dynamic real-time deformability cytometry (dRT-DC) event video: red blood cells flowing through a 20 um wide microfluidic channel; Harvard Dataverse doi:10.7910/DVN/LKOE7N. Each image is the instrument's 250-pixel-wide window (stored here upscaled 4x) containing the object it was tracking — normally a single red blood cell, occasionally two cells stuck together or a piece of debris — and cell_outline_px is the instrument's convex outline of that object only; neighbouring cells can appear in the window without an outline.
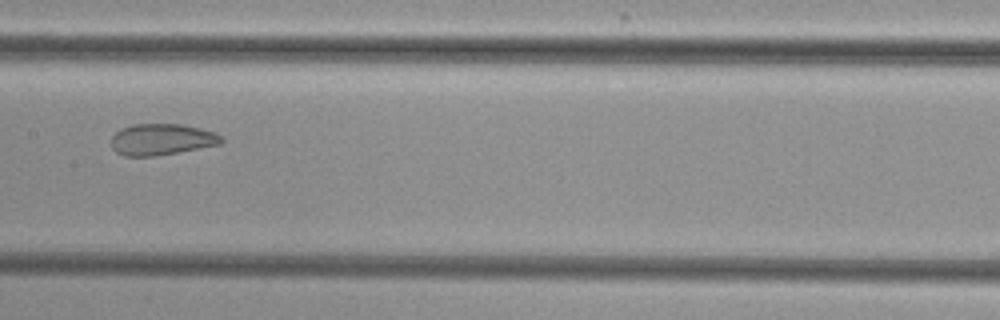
{"species": "common noctule bat (a hibernating species)", "species_latin": "Nyctalus noctula", "temperature_condition": "cold", "stored_images_in_passage": 11, "camera_frame_rate_fps": 3000, "um_per_image_px": 0.085, "animal": {"sex": "female", "body_mass_g": 29.2, "forearm_length_mm": 56.3}, "frame": {"image": 1, "passage_image": 8, "time_ms": 9.0, "image_size_px": [1000, 320], "cell_outline_px": [[224, 140], [220, 144], [156, 156], [124, 156], [116, 152], [112, 148], [112, 136], [120, 128], [132, 124], [180, 124], [200, 128], [224, 136]], "centroid_in_image_um": [13.73, 11.85], "position_along_channel_um": 193.7, "area_um2": 20.11}}
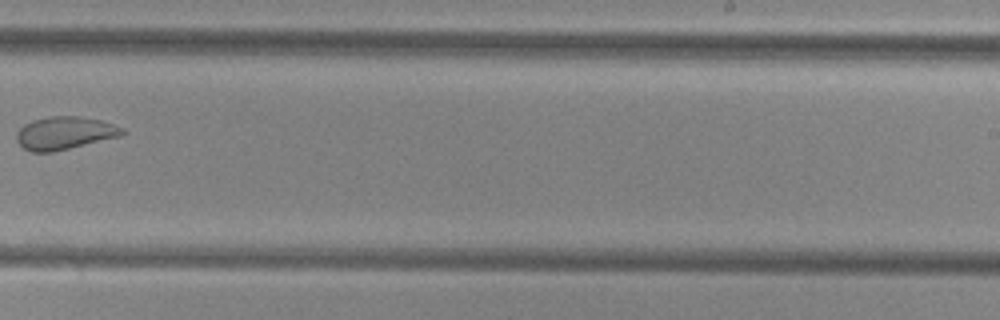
{"frame": {"image": 2, "passage_image": 10, "time_ms": 11.333, "image_size_px": [1000, 320], "cell_outline_px": [[128, 132], [120, 136], [52, 152], [32, 152], [24, 148], [16, 140], [16, 132], [24, 124], [32, 120], [52, 116], [76, 116], [100, 120], [124, 128]], "centroid_in_image_um": [5.49, 11.31], "position_along_channel_um": 283.5, "area_um2": 20.11}}
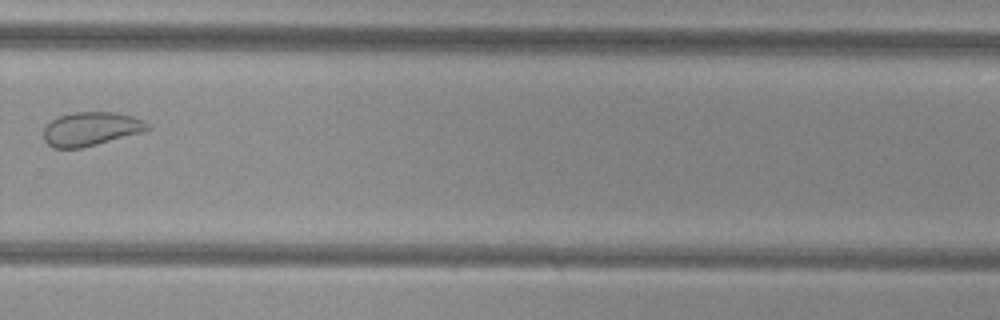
{"frame": {"image": 3, "passage_image": 11, "time_ms": 12.333, "image_size_px": [1000, 320], "cell_outline_px": [[152, 128], [144, 132], [80, 148], [52, 148], [44, 140], [44, 128], [52, 120], [60, 116], [72, 112], [116, 112], [132, 116], [144, 120]], "centroid_in_image_um": [7.75, 10.95], "position_along_channel_um": 322.0, "area_um2": 20.46}}